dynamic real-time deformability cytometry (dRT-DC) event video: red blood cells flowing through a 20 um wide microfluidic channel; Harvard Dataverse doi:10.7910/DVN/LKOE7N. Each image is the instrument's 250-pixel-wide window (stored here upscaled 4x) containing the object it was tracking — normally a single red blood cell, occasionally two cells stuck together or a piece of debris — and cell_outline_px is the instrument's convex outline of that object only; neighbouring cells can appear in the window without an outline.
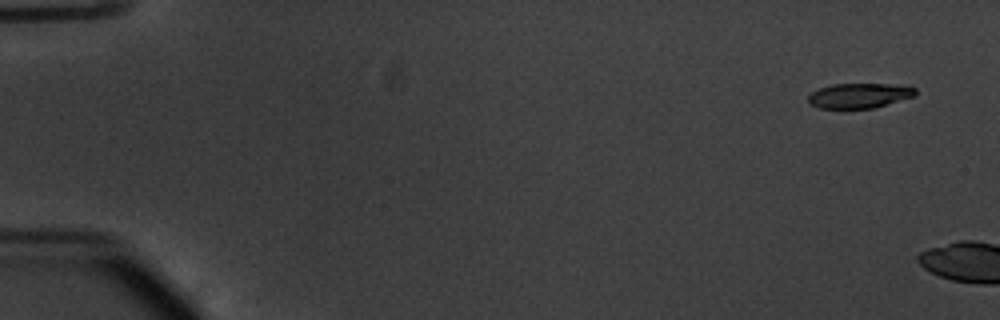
{"species": "common noctule bat (a hibernating species)", "species_latin": "Nyctalus noctula", "temperature_condition": "warm", "stored_images_in_passage": 5, "camera_frame_rate_fps": 3000, "um_per_image_px": 0.085, "animal": {"sex": "male", "body_mass_g": 20.1, "forearm_length_mm": 53.5}, "frame": {"image": 1, "passage_image": 1, "time_ms": 0.0, "image_size_px": [1000, 320], "cell_outline_px": [[916, 96], [872, 108], [820, 108], [808, 104], [808, 96], [812, 92], [820, 88], [832, 84], [908, 84], [916, 88]], "centroid_in_image_um": [73.08, 8.11], "position_along_channel_um": 11.9, "area_um2": 15.72}}